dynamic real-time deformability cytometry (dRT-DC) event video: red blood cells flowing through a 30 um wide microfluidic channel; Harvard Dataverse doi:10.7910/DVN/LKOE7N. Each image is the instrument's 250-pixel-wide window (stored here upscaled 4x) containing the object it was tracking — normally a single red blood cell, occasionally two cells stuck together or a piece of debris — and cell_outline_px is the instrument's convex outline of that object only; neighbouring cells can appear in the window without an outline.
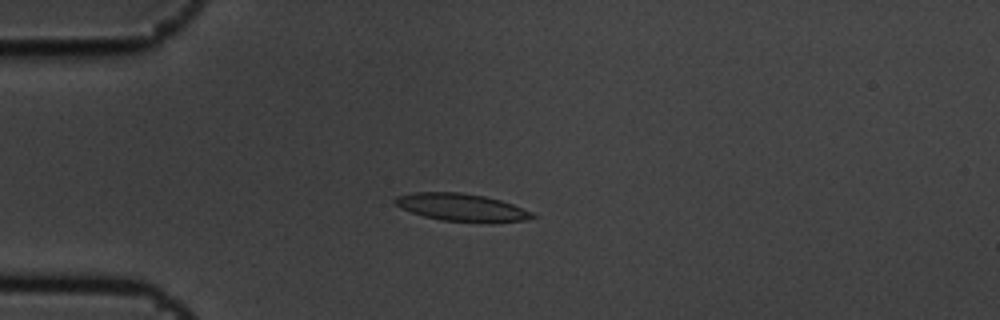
{"species": "common noctule bat (a hibernating species)", "species_latin": "Nyctalus noctula", "temperature_condition": "cold", "stored_images_in_passage": 6, "camera_frame_rate_fps": 3000, "um_per_image_px": 0.085, "animal": {"sex": "male", "body_mass_g": 19.5, "forearm_length_mm": 54.6}, "frame": {"image": 1, "passage_image": 5, "time_ms": 1.333, "image_size_px": [1000, 320], "cell_outline_px": [[536, 216], [524, 220], [488, 224], [440, 220], [424, 216], [400, 208], [392, 200], [396, 196], [412, 192], [460, 192], [484, 196], [500, 200], [512, 204], [532, 212]], "centroid_in_image_um": [39.23, 17.64], "position_along_channel_um": 45.8, "area_um2": 22.37}}